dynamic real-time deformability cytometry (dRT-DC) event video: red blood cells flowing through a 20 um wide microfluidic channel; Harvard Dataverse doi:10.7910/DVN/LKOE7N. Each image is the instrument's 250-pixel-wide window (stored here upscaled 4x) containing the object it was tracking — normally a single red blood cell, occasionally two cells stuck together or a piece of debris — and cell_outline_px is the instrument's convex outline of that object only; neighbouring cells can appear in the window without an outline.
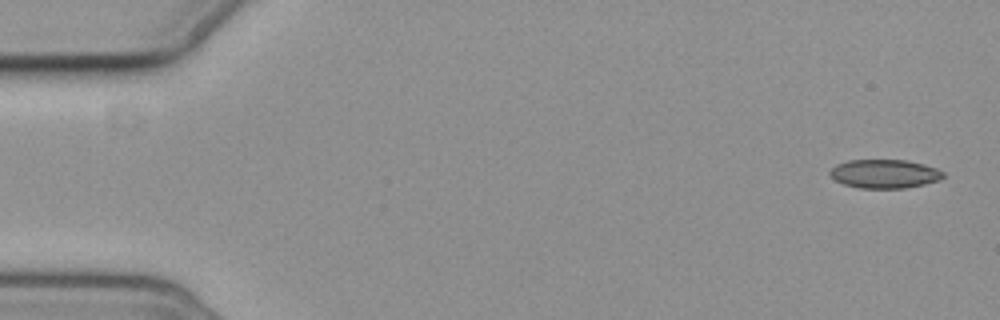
{"species": "common noctule bat (a hibernating species)", "species_latin": "Nyctalus noctula", "temperature_condition": "cold", "stored_images_in_passage": 6, "camera_frame_rate_fps": 3000, "um_per_image_px": 0.085, "animal": {"sex": "female", "body_mass_g": 19.3, "forearm_length_mm": 54.1}, "frame": {"image": 1, "passage_image": 1, "time_ms": 0.0, "image_size_px": [1000, 320], "cell_outline_px": [[944, 176], [940, 180], [924, 184], [904, 188], [860, 188], [844, 184], [836, 180], [828, 172], [836, 164], [848, 160], [908, 160], [924, 164], [936, 168], [944, 172]], "centroid_in_image_um": [75.2, 14.77], "position_along_channel_um": 9.8, "area_um2": 18.96}}
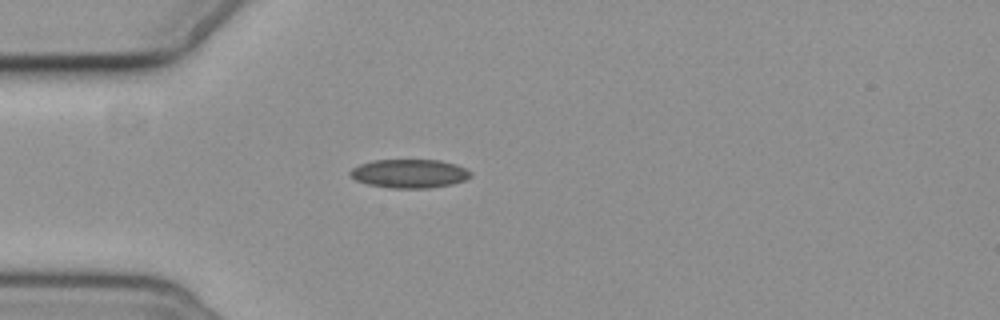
{"frame": {"image": 2, "passage_image": 5, "time_ms": 4.667, "image_size_px": [1000, 320], "cell_outline_px": [[472, 176], [464, 180], [452, 184], [428, 188], [392, 188], [368, 184], [356, 180], [348, 172], [352, 168], [360, 164], [372, 160], [440, 160], [456, 164], [472, 172]], "centroid_in_image_um": [34.81, 14.75], "position_along_channel_um": 50.2, "area_um2": 20.11}}